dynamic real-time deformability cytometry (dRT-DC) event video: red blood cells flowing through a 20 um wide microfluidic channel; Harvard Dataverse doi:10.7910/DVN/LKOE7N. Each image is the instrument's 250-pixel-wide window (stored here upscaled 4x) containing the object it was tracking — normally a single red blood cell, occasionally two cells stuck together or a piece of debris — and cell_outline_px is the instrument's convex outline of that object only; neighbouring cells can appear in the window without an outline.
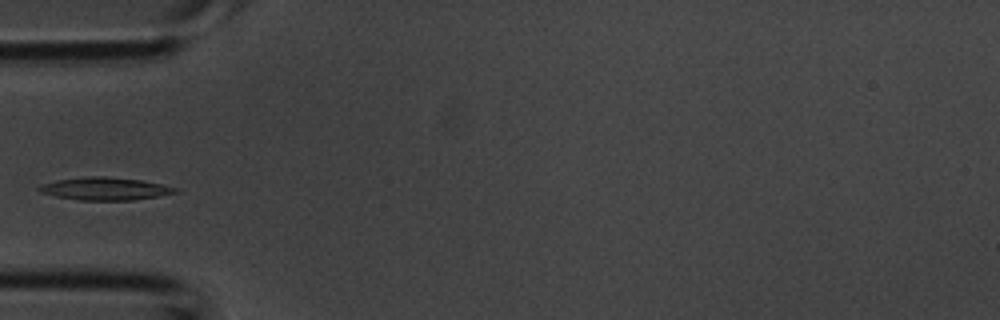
{"species": "common noctule bat (a hibernating species)", "species_latin": "Nyctalus noctula", "temperature_condition": "room temperature", "stored_images_in_passage": 3, "camera_frame_rate_fps": 3000, "um_per_image_px": 0.085, "animal": {"sex": "male", "body_mass_g": 20.1, "forearm_length_mm": 53.5}, "frame": {"image": 1, "passage_image": 3, "time_ms": 0.667, "image_size_px": [1000, 320], "cell_outline_px": [[176, 192], [156, 196], [132, 200], [80, 200], [56, 196], [40, 192], [36, 188], [44, 184], [56, 180], [88, 176], [104, 176], [140, 180], [160, 184], [176, 188]], "centroid_in_image_um": [8.87, 16.04], "position_along_channel_um": 76.1, "area_um2": 17.63}}